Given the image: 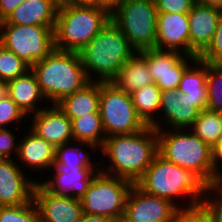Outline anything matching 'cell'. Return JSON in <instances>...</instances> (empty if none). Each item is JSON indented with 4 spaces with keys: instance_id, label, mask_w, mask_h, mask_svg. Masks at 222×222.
<instances>
[{
    "instance_id": "obj_12",
    "label": "cell",
    "mask_w": 222,
    "mask_h": 222,
    "mask_svg": "<svg viewBox=\"0 0 222 222\" xmlns=\"http://www.w3.org/2000/svg\"><path fill=\"white\" fill-rule=\"evenodd\" d=\"M178 207L180 203L147 194L134 184L120 222H171Z\"/></svg>"
},
{
    "instance_id": "obj_7",
    "label": "cell",
    "mask_w": 222,
    "mask_h": 222,
    "mask_svg": "<svg viewBox=\"0 0 222 222\" xmlns=\"http://www.w3.org/2000/svg\"><path fill=\"white\" fill-rule=\"evenodd\" d=\"M157 15L154 0H124L111 11V21L139 52L156 48Z\"/></svg>"
},
{
    "instance_id": "obj_20",
    "label": "cell",
    "mask_w": 222,
    "mask_h": 222,
    "mask_svg": "<svg viewBox=\"0 0 222 222\" xmlns=\"http://www.w3.org/2000/svg\"><path fill=\"white\" fill-rule=\"evenodd\" d=\"M54 170L53 179L48 178L39 183L53 194L70 196L81 199L87 192L88 186L94 176L100 171H94L91 167L82 169H71L65 171L61 168H51Z\"/></svg>"
},
{
    "instance_id": "obj_14",
    "label": "cell",
    "mask_w": 222,
    "mask_h": 222,
    "mask_svg": "<svg viewBox=\"0 0 222 222\" xmlns=\"http://www.w3.org/2000/svg\"><path fill=\"white\" fill-rule=\"evenodd\" d=\"M33 201L39 210L41 222H78L83 214L80 199L53 194L39 181L34 187Z\"/></svg>"
},
{
    "instance_id": "obj_29",
    "label": "cell",
    "mask_w": 222,
    "mask_h": 222,
    "mask_svg": "<svg viewBox=\"0 0 222 222\" xmlns=\"http://www.w3.org/2000/svg\"><path fill=\"white\" fill-rule=\"evenodd\" d=\"M188 130L213 149L222 139V113L202 110Z\"/></svg>"
},
{
    "instance_id": "obj_43",
    "label": "cell",
    "mask_w": 222,
    "mask_h": 222,
    "mask_svg": "<svg viewBox=\"0 0 222 222\" xmlns=\"http://www.w3.org/2000/svg\"><path fill=\"white\" fill-rule=\"evenodd\" d=\"M196 2L202 5L216 7L222 10V0H196Z\"/></svg>"
},
{
    "instance_id": "obj_40",
    "label": "cell",
    "mask_w": 222,
    "mask_h": 222,
    "mask_svg": "<svg viewBox=\"0 0 222 222\" xmlns=\"http://www.w3.org/2000/svg\"><path fill=\"white\" fill-rule=\"evenodd\" d=\"M213 151V164L215 167V172L220 175L222 173L221 163H222V139L217 143V145L212 149ZM220 163V164H219ZM219 164V165H218ZM221 171V172H220Z\"/></svg>"
},
{
    "instance_id": "obj_5",
    "label": "cell",
    "mask_w": 222,
    "mask_h": 222,
    "mask_svg": "<svg viewBox=\"0 0 222 222\" xmlns=\"http://www.w3.org/2000/svg\"><path fill=\"white\" fill-rule=\"evenodd\" d=\"M40 90L48 104H57L64 97L90 82L78 52L54 49L31 66Z\"/></svg>"
},
{
    "instance_id": "obj_4",
    "label": "cell",
    "mask_w": 222,
    "mask_h": 222,
    "mask_svg": "<svg viewBox=\"0 0 222 222\" xmlns=\"http://www.w3.org/2000/svg\"><path fill=\"white\" fill-rule=\"evenodd\" d=\"M110 21L111 12L105 7L60 2L54 28V47L79 52Z\"/></svg>"
},
{
    "instance_id": "obj_42",
    "label": "cell",
    "mask_w": 222,
    "mask_h": 222,
    "mask_svg": "<svg viewBox=\"0 0 222 222\" xmlns=\"http://www.w3.org/2000/svg\"><path fill=\"white\" fill-rule=\"evenodd\" d=\"M124 0H96V5L107 8L110 12Z\"/></svg>"
},
{
    "instance_id": "obj_41",
    "label": "cell",
    "mask_w": 222,
    "mask_h": 222,
    "mask_svg": "<svg viewBox=\"0 0 222 222\" xmlns=\"http://www.w3.org/2000/svg\"><path fill=\"white\" fill-rule=\"evenodd\" d=\"M78 222H118V221L112 217L87 214L83 212Z\"/></svg>"
},
{
    "instance_id": "obj_38",
    "label": "cell",
    "mask_w": 222,
    "mask_h": 222,
    "mask_svg": "<svg viewBox=\"0 0 222 222\" xmlns=\"http://www.w3.org/2000/svg\"><path fill=\"white\" fill-rule=\"evenodd\" d=\"M13 151V152H12ZM18 142L16 144L15 134L9 128L0 129V159H13L12 153L17 156Z\"/></svg>"
},
{
    "instance_id": "obj_21",
    "label": "cell",
    "mask_w": 222,
    "mask_h": 222,
    "mask_svg": "<svg viewBox=\"0 0 222 222\" xmlns=\"http://www.w3.org/2000/svg\"><path fill=\"white\" fill-rule=\"evenodd\" d=\"M27 134L23 135L22 139H17L18 142V160L23 162L26 166L33 170H49L54 165L55 161V147L40 138L30 128Z\"/></svg>"
},
{
    "instance_id": "obj_30",
    "label": "cell",
    "mask_w": 222,
    "mask_h": 222,
    "mask_svg": "<svg viewBox=\"0 0 222 222\" xmlns=\"http://www.w3.org/2000/svg\"><path fill=\"white\" fill-rule=\"evenodd\" d=\"M207 109L222 112V64L207 63Z\"/></svg>"
},
{
    "instance_id": "obj_6",
    "label": "cell",
    "mask_w": 222,
    "mask_h": 222,
    "mask_svg": "<svg viewBox=\"0 0 222 222\" xmlns=\"http://www.w3.org/2000/svg\"><path fill=\"white\" fill-rule=\"evenodd\" d=\"M165 129H167L165 131ZM158 154L165 160L196 174L207 186L217 183L213 151L188 129L157 130Z\"/></svg>"
},
{
    "instance_id": "obj_19",
    "label": "cell",
    "mask_w": 222,
    "mask_h": 222,
    "mask_svg": "<svg viewBox=\"0 0 222 222\" xmlns=\"http://www.w3.org/2000/svg\"><path fill=\"white\" fill-rule=\"evenodd\" d=\"M60 0H24L0 25L55 26Z\"/></svg>"
},
{
    "instance_id": "obj_33",
    "label": "cell",
    "mask_w": 222,
    "mask_h": 222,
    "mask_svg": "<svg viewBox=\"0 0 222 222\" xmlns=\"http://www.w3.org/2000/svg\"><path fill=\"white\" fill-rule=\"evenodd\" d=\"M171 222H211V217L203 202L187 207L183 204L177 208Z\"/></svg>"
},
{
    "instance_id": "obj_15",
    "label": "cell",
    "mask_w": 222,
    "mask_h": 222,
    "mask_svg": "<svg viewBox=\"0 0 222 222\" xmlns=\"http://www.w3.org/2000/svg\"><path fill=\"white\" fill-rule=\"evenodd\" d=\"M200 112L197 100L186 97L184 92H179L178 89L163 90L161 92V115L158 116L162 122L156 120V130H162V126L167 125L172 129H188Z\"/></svg>"
},
{
    "instance_id": "obj_46",
    "label": "cell",
    "mask_w": 222,
    "mask_h": 222,
    "mask_svg": "<svg viewBox=\"0 0 222 222\" xmlns=\"http://www.w3.org/2000/svg\"><path fill=\"white\" fill-rule=\"evenodd\" d=\"M217 184H218L220 187H222V173L219 175Z\"/></svg>"
},
{
    "instance_id": "obj_23",
    "label": "cell",
    "mask_w": 222,
    "mask_h": 222,
    "mask_svg": "<svg viewBox=\"0 0 222 222\" xmlns=\"http://www.w3.org/2000/svg\"><path fill=\"white\" fill-rule=\"evenodd\" d=\"M100 81H90L82 89L64 97L56 105L70 119L81 118L99 110Z\"/></svg>"
},
{
    "instance_id": "obj_37",
    "label": "cell",
    "mask_w": 222,
    "mask_h": 222,
    "mask_svg": "<svg viewBox=\"0 0 222 222\" xmlns=\"http://www.w3.org/2000/svg\"><path fill=\"white\" fill-rule=\"evenodd\" d=\"M158 13H189L196 0H154Z\"/></svg>"
},
{
    "instance_id": "obj_35",
    "label": "cell",
    "mask_w": 222,
    "mask_h": 222,
    "mask_svg": "<svg viewBox=\"0 0 222 222\" xmlns=\"http://www.w3.org/2000/svg\"><path fill=\"white\" fill-rule=\"evenodd\" d=\"M26 115L22 112V110L12 101V99L7 95L2 101H0V129L8 127V125L13 124L18 125L15 126L14 130H18L22 123L21 120Z\"/></svg>"
},
{
    "instance_id": "obj_13",
    "label": "cell",
    "mask_w": 222,
    "mask_h": 222,
    "mask_svg": "<svg viewBox=\"0 0 222 222\" xmlns=\"http://www.w3.org/2000/svg\"><path fill=\"white\" fill-rule=\"evenodd\" d=\"M20 165L14 159H0V206H19L33 200L38 180L33 181L28 174L26 177Z\"/></svg>"
},
{
    "instance_id": "obj_17",
    "label": "cell",
    "mask_w": 222,
    "mask_h": 222,
    "mask_svg": "<svg viewBox=\"0 0 222 222\" xmlns=\"http://www.w3.org/2000/svg\"><path fill=\"white\" fill-rule=\"evenodd\" d=\"M188 13H158L156 49L174 50L190 56Z\"/></svg>"
},
{
    "instance_id": "obj_16",
    "label": "cell",
    "mask_w": 222,
    "mask_h": 222,
    "mask_svg": "<svg viewBox=\"0 0 222 222\" xmlns=\"http://www.w3.org/2000/svg\"><path fill=\"white\" fill-rule=\"evenodd\" d=\"M48 105L32 114L30 129L54 147L74 142L71 120L56 104Z\"/></svg>"
},
{
    "instance_id": "obj_45",
    "label": "cell",
    "mask_w": 222,
    "mask_h": 222,
    "mask_svg": "<svg viewBox=\"0 0 222 222\" xmlns=\"http://www.w3.org/2000/svg\"><path fill=\"white\" fill-rule=\"evenodd\" d=\"M61 2L71 4H96V0H61Z\"/></svg>"
},
{
    "instance_id": "obj_36",
    "label": "cell",
    "mask_w": 222,
    "mask_h": 222,
    "mask_svg": "<svg viewBox=\"0 0 222 222\" xmlns=\"http://www.w3.org/2000/svg\"><path fill=\"white\" fill-rule=\"evenodd\" d=\"M206 63L222 64V16L218 22L215 34L207 48L198 56Z\"/></svg>"
},
{
    "instance_id": "obj_9",
    "label": "cell",
    "mask_w": 222,
    "mask_h": 222,
    "mask_svg": "<svg viewBox=\"0 0 222 222\" xmlns=\"http://www.w3.org/2000/svg\"><path fill=\"white\" fill-rule=\"evenodd\" d=\"M134 183L120 177L97 173L80 199L83 212L122 220L128 194Z\"/></svg>"
},
{
    "instance_id": "obj_22",
    "label": "cell",
    "mask_w": 222,
    "mask_h": 222,
    "mask_svg": "<svg viewBox=\"0 0 222 222\" xmlns=\"http://www.w3.org/2000/svg\"><path fill=\"white\" fill-rule=\"evenodd\" d=\"M7 83L8 96L22 110L26 117H29L33 112V114L38 113L44 108V106L40 107L38 103H43L42 101H45L46 98L42 94L36 75L31 69Z\"/></svg>"
},
{
    "instance_id": "obj_34",
    "label": "cell",
    "mask_w": 222,
    "mask_h": 222,
    "mask_svg": "<svg viewBox=\"0 0 222 222\" xmlns=\"http://www.w3.org/2000/svg\"><path fill=\"white\" fill-rule=\"evenodd\" d=\"M202 202L209 211L211 222H222V187L217 183L208 185Z\"/></svg>"
},
{
    "instance_id": "obj_1",
    "label": "cell",
    "mask_w": 222,
    "mask_h": 222,
    "mask_svg": "<svg viewBox=\"0 0 222 222\" xmlns=\"http://www.w3.org/2000/svg\"><path fill=\"white\" fill-rule=\"evenodd\" d=\"M100 152L108 158L104 174L127 179L134 184L158 154L157 130L147 126L140 132L106 137Z\"/></svg>"
},
{
    "instance_id": "obj_3",
    "label": "cell",
    "mask_w": 222,
    "mask_h": 222,
    "mask_svg": "<svg viewBox=\"0 0 222 222\" xmlns=\"http://www.w3.org/2000/svg\"><path fill=\"white\" fill-rule=\"evenodd\" d=\"M135 184L147 194L171 202L176 201L177 197L179 201L184 196L188 197L190 200L186 206L201 203L207 187L196 174L165 160L159 154L153 158L152 163Z\"/></svg>"
},
{
    "instance_id": "obj_11",
    "label": "cell",
    "mask_w": 222,
    "mask_h": 222,
    "mask_svg": "<svg viewBox=\"0 0 222 222\" xmlns=\"http://www.w3.org/2000/svg\"><path fill=\"white\" fill-rule=\"evenodd\" d=\"M146 59L154 83L163 90L178 89L182 74L197 57L184 55L179 51L146 49L139 51Z\"/></svg>"
},
{
    "instance_id": "obj_24",
    "label": "cell",
    "mask_w": 222,
    "mask_h": 222,
    "mask_svg": "<svg viewBox=\"0 0 222 222\" xmlns=\"http://www.w3.org/2000/svg\"><path fill=\"white\" fill-rule=\"evenodd\" d=\"M206 81L207 63L197 57L185 69L178 86L179 92H184L186 97L197 100V107L201 111L207 109L208 93Z\"/></svg>"
},
{
    "instance_id": "obj_32",
    "label": "cell",
    "mask_w": 222,
    "mask_h": 222,
    "mask_svg": "<svg viewBox=\"0 0 222 222\" xmlns=\"http://www.w3.org/2000/svg\"><path fill=\"white\" fill-rule=\"evenodd\" d=\"M0 222H41V217L32 200L19 206H0Z\"/></svg>"
},
{
    "instance_id": "obj_28",
    "label": "cell",
    "mask_w": 222,
    "mask_h": 222,
    "mask_svg": "<svg viewBox=\"0 0 222 222\" xmlns=\"http://www.w3.org/2000/svg\"><path fill=\"white\" fill-rule=\"evenodd\" d=\"M71 123L74 142L91 143L99 149L102 148L106 135L99 110L96 113L72 119Z\"/></svg>"
},
{
    "instance_id": "obj_18",
    "label": "cell",
    "mask_w": 222,
    "mask_h": 222,
    "mask_svg": "<svg viewBox=\"0 0 222 222\" xmlns=\"http://www.w3.org/2000/svg\"><path fill=\"white\" fill-rule=\"evenodd\" d=\"M222 10L216 7L194 4L188 13L190 56L198 57L210 44L215 34Z\"/></svg>"
},
{
    "instance_id": "obj_26",
    "label": "cell",
    "mask_w": 222,
    "mask_h": 222,
    "mask_svg": "<svg viewBox=\"0 0 222 222\" xmlns=\"http://www.w3.org/2000/svg\"><path fill=\"white\" fill-rule=\"evenodd\" d=\"M112 82L129 94L154 83L148 70L146 59L139 52H136L122 66L120 72Z\"/></svg>"
},
{
    "instance_id": "obj_27",
    "label": "cell",
    "mask_w": 222,
    "mask_h": 222,
    "mask_svg": "<svg viewBox=\"0 0 222 222\" xmlns=\"http://www.w3.org/2000/svg\"><path fill=\"white\" fill-rule=\"evenodd\" d=\"M161 92V89L153 83L131 93L136 113L147 126L155 129L157 115L160 112Z\"/></svg>"
},
{
    "instance_id": "obj_31",
    "label": "cell",
    "mask_w": 222,
    "mask_h": 222,
    "mask_svg": "<svg viewBox=\"0 0 222 222\" xmlns=\"http://www.w3.org/2000/svg\"><path fill=\"white\" fill-rule=\"evenodd\" d=\"M30 69L29 64L0 44V80L8 82Z\"/></svg>"
},
{
    "instance_id": "obj_39",
    "label": "cell",
    "mask_w": 222,
    "mask_h": 222,
    "mask_svg": "<svg viewBox=\"0 0 222 222\" xmlns=\"http://www.w3.org/2000/svg\"><path fill=\"white\" fill-rule=\"evenodd\" d=\"M24 0H0V22L4 21Z\"/></svg>"
},
{
    "instance_id": "obj_10",
    "label": "cell",
    "mask_w": 222,
    "mask_h": 222,
    "mask_svg": "<svg viewBox=\"0 0 222 222\" xmlns=\"http://www.w3.org/2000/svg\"><path fill=\"white\" fill-rule=\"evenodd\" d=\"M55 26L0 25V44L32 66L54 47Z\"/></svg>"
},
{
    "instance_id": "obj_2",
    "label": "cell",
    "mask_w": 222,
    "mask_h": 222,
    "mask_svg": "<svg viewBox=\"0 0 222 222\" xmlns=\"http://www.w3.org/2000/svg\"><path fill=\"white\" fill-rule=\"evenodd\" d=\"M136 52L122 31L110 21L78 54L90 81L111 82Z\"/></svg>"
},
{
    "instance_id": "obj_8",
    "label": "cell",
    "mask_w": 222,
    "mask_h": 222,
    "mask_svg": "<svg viewBox=\"0 0 222 222\" xmlns=\"http://www.w3.org/2000/svg\"><path fill=\"white\" fill-rule=\"evenodd\" d=\"M99 114L106 137L133 134L147 127L136 113L131 94L112 81L100 82Z\"/></svg>"
},
{
    "instance_id": "obj_25",
    "label": "cell",
    "mask_w": 222,
    "mask_h": 222,
    "mask_svg": "<svg viewBox=\"0 0 222 222\" xmlns=\"http://www.w3.org/2000/svg\"><path fill=\"white\" fill-rule=\"evenodd\" d=\"M55 147V161L52 168H61L65 171L71 169H82L85 167H91L94 171H100L99 162H93L90 155L85 150L86 147L91 149V152H97L100 150L98 147L91 143H80L75 141ZM79 144V145H78ZM86 146V147H84ZM85 148L83 150V148ZM97 166V167H95Z\"/></svg>"
},
{
    "instance_id": "obj_44",
    "label": "cell",
    "mask_w": 222,
    "mask_h": 222,
    "mask_svg": "<svg viewBox=\"0 0 222 222\" xmlns=\"http://www.w3.org/2000/svg\"><path fill=\"white\" fill-rule=\"evenodd\" d=\"M8 95V83L0 80V101H2Z\"/></svg>"
}]
</instances>
